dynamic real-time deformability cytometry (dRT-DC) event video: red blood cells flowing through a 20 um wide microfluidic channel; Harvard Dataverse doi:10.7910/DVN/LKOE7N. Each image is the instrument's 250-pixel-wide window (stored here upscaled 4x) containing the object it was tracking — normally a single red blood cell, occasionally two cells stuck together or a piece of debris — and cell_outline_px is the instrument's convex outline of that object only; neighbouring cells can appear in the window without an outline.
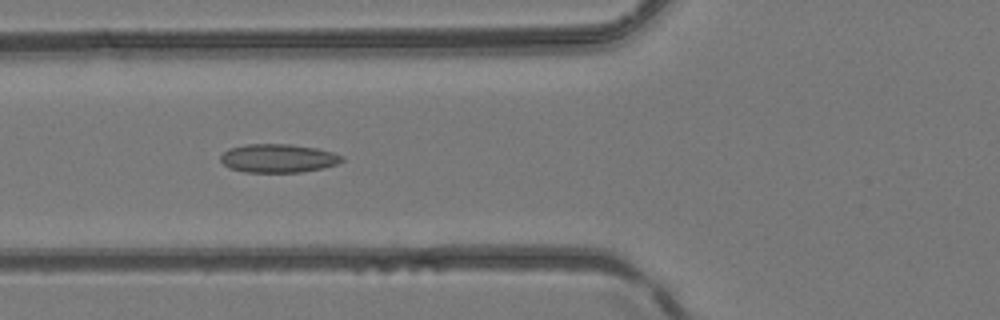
{"species": "common noctule bat (a hibernating species)", "species_latin": "Nyctalus noctula", "temperature_condition": "room temperature", "stored_images_in_passage": 5, "camera_frame_rate_fps": 3000, "um_per_image_px": 0.085, "animal": {"sex": "female", "body_mass_g": 24.6, "forearm_length_mm": 56.2}, "frame": {"image": 1, "passage_image": 5, "time_ms": 1.333, "image_size_px": [1000, 320], "cell_outline_px": [[344, 160], [336, 164], [324, 168], [300, 172], [244, 172], [228, 168], [220, 160], [220, 156], [228, 148], [244, 144], [292, 144], [316, 148], [332, 152], [344, 156]], "centroid_in_image_um": [23.63, 13.45], "position_along_channel_um": 102.2, "area_um2": 20.35}}